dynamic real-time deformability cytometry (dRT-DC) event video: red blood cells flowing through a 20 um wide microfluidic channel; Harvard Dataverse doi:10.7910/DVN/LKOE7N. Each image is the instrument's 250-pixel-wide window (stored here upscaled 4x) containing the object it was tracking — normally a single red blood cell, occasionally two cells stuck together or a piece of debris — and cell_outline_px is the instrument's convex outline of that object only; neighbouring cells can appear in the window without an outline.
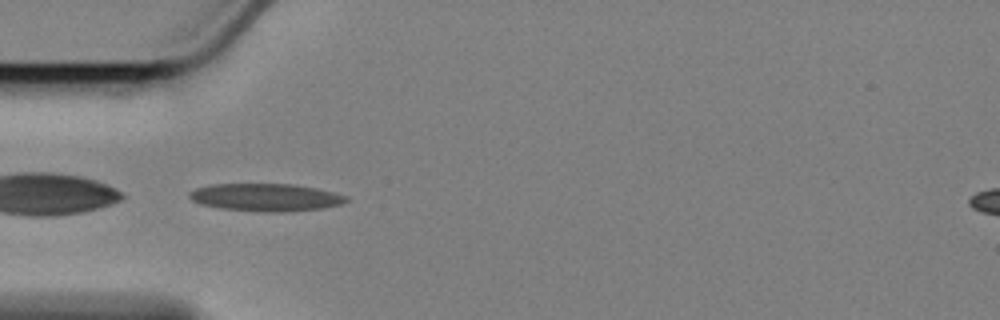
{"species": "Egyptian fruit bat (a non-hibernating species)", "species_latin": "Rousettus aegyptiacus", "temperature_condition": "cold", "stored_images_in_passage": 42, "camera_frame_rate_fps": 3000, "um_per_image_px": 0.085, "animal": {"sex": "female"}, "frame": {"image": 1, "passage_image": 1, "time_ms": 0.0, "image_size_px": [1000, 320], "cell_outline_px": [[348, 200], [340, 204], [320, 208], [284, 212], [264, 212], [220, 208], [200, 204], [192, 200], [188, 196], [188, 192], [196, 188], [208, 184], [292, 184], [316, 188], [348, 196]], "centroid_in_image_um": [22.53, 16.77], "position_along_channel_um": 62.5, "area_um2": 25.2}}
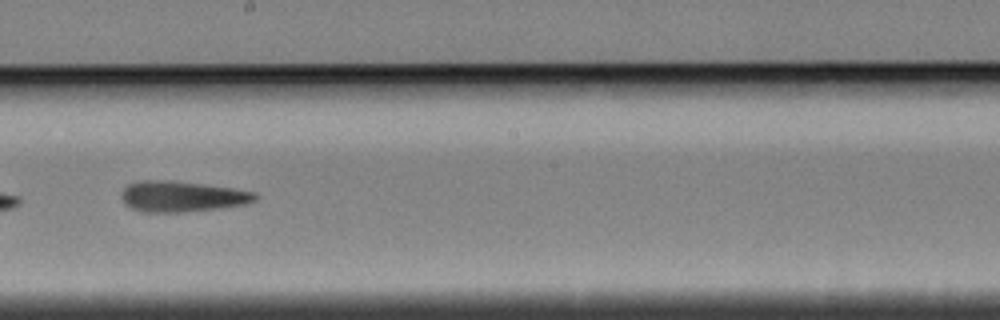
{"frame": {"image": 2, "passage_image": 16, "time_ms": 5.0, "image_size_px": [1000, 320], "cell_outline_px": [[260, 196], [256, 200], [244, 204], [216, 208], [184, 212], [140, 212], [124, 204], [120, 196], [124, 188], [128, 184], [144, 180], [168, 180], [204, 184], [232, 188], [256, 192]], "centroid_in_image_um": [15.45, 16.69], "position_along_channel_um": 232.7, "area_um2": 23.99}}
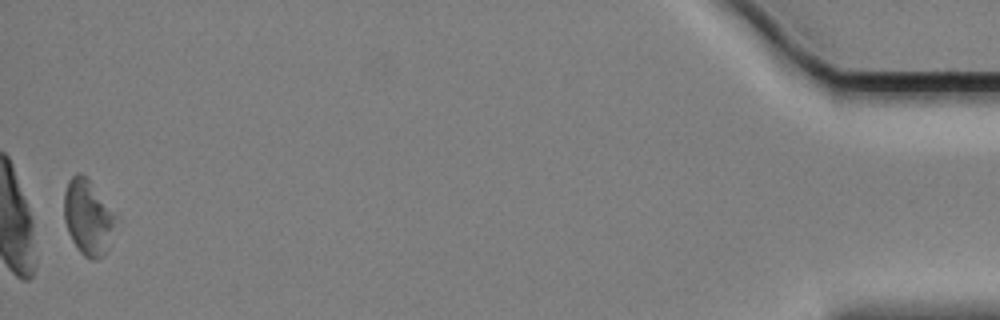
{"frame": {"image": 3, "passage_image": 41, "time_ms": 13.333, "image_size_px": [1000, 320], "cell_outline_px": [[116, 216], [108, 248], [104, 256], [96, 260], [92, 260], [84, 256], [76, 248], [68, 232], [64, 220], [64, 192], [68, 180], [76, 172], [80, 172], [88, 176]], "centroid_in_image_um": [7.45, 18.44], "position_along_channel_um": 427.8, "area_um2": 22.77}, "authors_computed_cell_mechanics": {"area_um2": 23.5535, "velocity_mm_per_s": 3.4109, "shape_relaxation_time_tau1_ms": null, "shape_relaxation_time_tau2_ms": 7.7477, "deformation_change_tau1": null, "deformation_change_tau2": 0.1759}}